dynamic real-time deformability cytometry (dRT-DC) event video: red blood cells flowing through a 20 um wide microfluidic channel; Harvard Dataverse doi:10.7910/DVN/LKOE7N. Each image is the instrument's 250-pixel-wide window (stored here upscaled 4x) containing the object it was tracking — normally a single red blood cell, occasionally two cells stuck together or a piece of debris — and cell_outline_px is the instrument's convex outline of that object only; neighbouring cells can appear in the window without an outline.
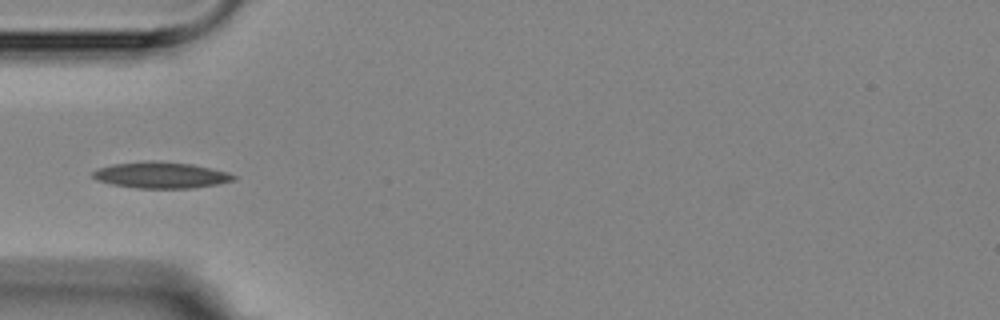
{"species": "Egyptian fruit bat (a non-hibernating species)", "species_latin": "Rousettus aegyptiacus", "temperature_condition": "room temperature", "stored_images_in_passage": 6, "camera_frame_rate_fps": 3000, "um_per_image_px": 0.085, "animal": {"sex": "female"}, "frame": {"image": 1, "passage_image": 4, "time_ms": 3.667, "image_size_px": [1000, 320], "cell_outline_px": [[236, 180], [216, 184], [192, 188], [136, 188], [112, 184], [96, 180], [92, 176], [92, 172], [96, 168], [112, 164], [144, 160], [156, 160], [192, 164], [228, 172], [236, 176]], "centroid_in_image_um": [13.64, 14.87], "position_along_channel_um": 71.4, "area_um2": 21.73}}
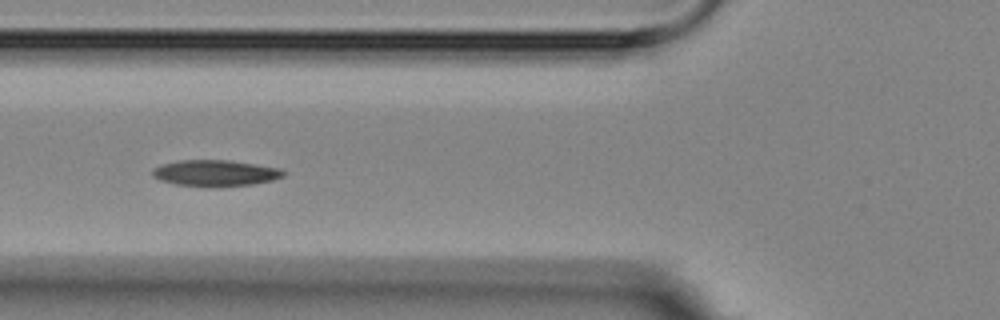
{"frame": {"image": 2, "passage_image": 5, "time_ms": 4.667, "image_size_px": [1000, 320], "cell_outline_px": [[288, 172], [284, 176], [272, 180], [252, 184], [212, 188], [208, 188], [176, 184], [160, 180], [152, 176], [152, 168], [160, 164], [180, 160], [232, 160], [280, 168]], "centroid_in_image_um": [18.3, 14.72], "position_along_channel_um": 107.5, "area_um2": 20.46}}
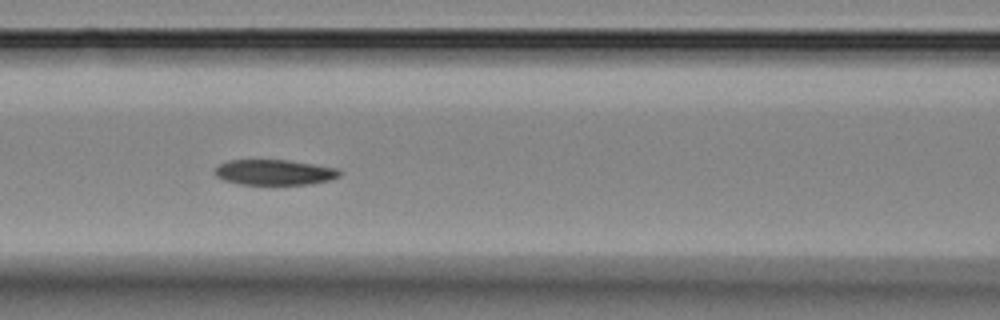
{"frame": {"image": 3, "passage_image": 6, "time_ms": 5.667, "image_size_px": [1000, 320], "cell_outline_px": [[344, 172], [340, 176], [328, 180], [308, 184], [240, 184], [224, 180], [216, 176], [212, 172], [216, 164], [228, 160], [288, 160], [340, 168]], "centroid_in_image_um": [23.31, 14.63], "position_along_channel_um": 143.3, "area_um2": 18.73}}